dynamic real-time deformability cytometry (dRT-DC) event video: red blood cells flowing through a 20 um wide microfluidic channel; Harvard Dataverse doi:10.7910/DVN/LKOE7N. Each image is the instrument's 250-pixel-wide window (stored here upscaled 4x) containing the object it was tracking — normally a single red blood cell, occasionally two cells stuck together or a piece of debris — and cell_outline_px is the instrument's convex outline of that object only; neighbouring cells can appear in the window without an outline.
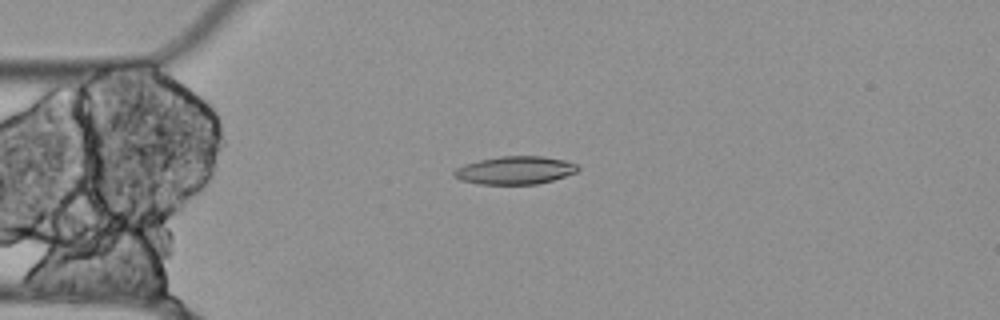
{"species": "Egyptian fruit bat (a non-hibernating species)", "species_latin": "Rousettus aegyptiacus", "temperature_condition": "cold", "stored_images_in_passage": 44, "camera_frame_rate_fps": 3000, "um_per_image_px": 0.085, "animal": {"sex": "female"}, "frame": {"image": 1, "passage_image": 2, "time_ms": 0.333, "image_size_px": [1000, 320], "cell_outline_px": [[580, 168], [576, 172], [552, 180], [536, 184], [480, 184], [460, 180], [452, 176], [452, 172], [456, 168], [464, 164], [480, 160], [500, 156], [544, 156], [564, 160], [576, 164]], "centroid_in_image_um": [43.74, 14.47], "position_along_channel_um": 41.3, "area_um2": 20.17}}
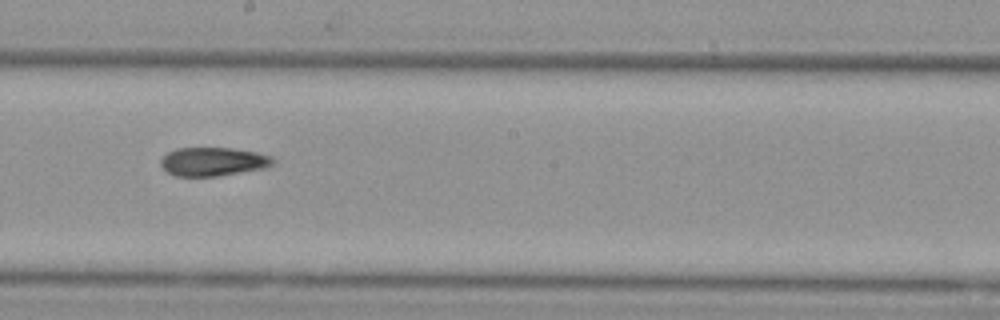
{"frame": {"image": 2, "passage_image": 19, "time_ms": 6.0, "image_size_px": [1000, 320], "cell_outline_px": [[276, 160], [268, 168], [216, 176], [176, 176], [168, 172], [160, 164], [160, 160], [168, 152], [176, 148], [232, 148], [256, 152], [272, 156]], "centroid_in_image_um": [18.15, 13.73], "position_along_channel_um": 230.1, "area_um2": 18.79}}
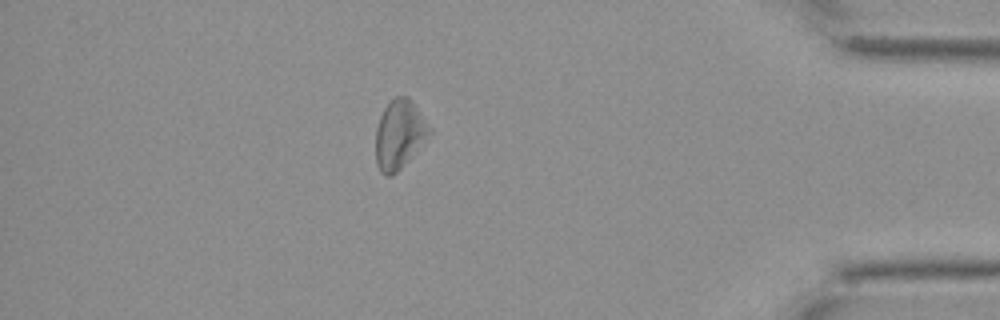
{"frame": {"image": 3, "passage_image": 37, "time_ms": 12.0, "image_size_px": [1000, 320], "cell_outline_px": [[432, 132], [400, 168], [392, 176], [384, 176], [380, 172], [376, 164], [376, 128], [380, 116], [384, 108], [396, 96], [408, 96], [412, 100], [432, 128]], "centroid_in_image_um": [33.94, 11.41], "position_along_channel_um": 401.3, "area_um2": 21.44}, "authors_computed_cell_mechanics": {"area_um2": 20.3456, "velocity_mm_per_s": 3.5132, "shape_relaxation_time_tau1_ms": 0.0353, "shape_relaxation_time_tau2_ms": null, "deformation_change_tau1": 0.0069, "deformation_change_tau2": null}}